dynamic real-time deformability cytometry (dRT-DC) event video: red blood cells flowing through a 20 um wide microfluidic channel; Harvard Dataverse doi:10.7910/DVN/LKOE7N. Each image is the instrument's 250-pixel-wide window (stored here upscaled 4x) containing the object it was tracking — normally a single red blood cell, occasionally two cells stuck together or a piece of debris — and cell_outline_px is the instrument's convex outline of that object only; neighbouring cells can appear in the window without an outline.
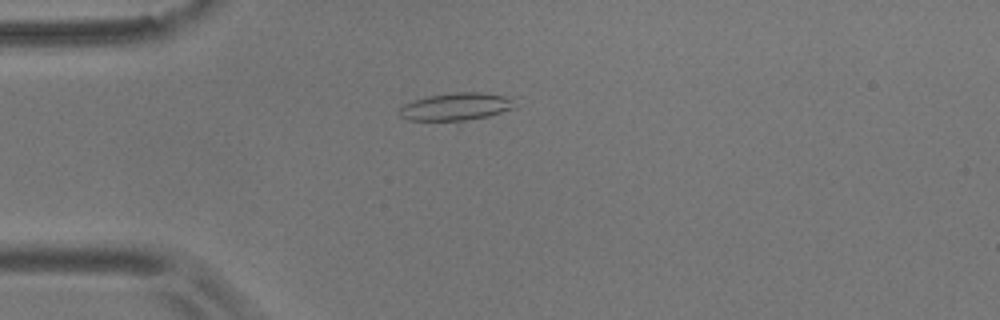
{"species": "common noctule bat (a hibernating species)", "species_latin": "Nyctalus noctula", "temperature_condition": "room temperature", "stored_images_in_passage": 43, "camera_frame_rate_fps": 3000, "um_per_image_px": 0.085, "animal": {"sex": "male", "body_mass_g": 17.9}, "frame": {"image": 1, "passage_image": 2, "time_ms": 0.333, "image_size_px": [1000, 320], "cell_outline_px": [[520, 96], [516, 108], [460, 128], [408, 120], [400, 116], [400, 108], [404, 104], [412, 100], [428, 96], [456, 92], [480, 92]], "centroid_in_image_um": [38.92, 9.19], "position_along_channel_um": 46.1, "area_um2": 21.68}}
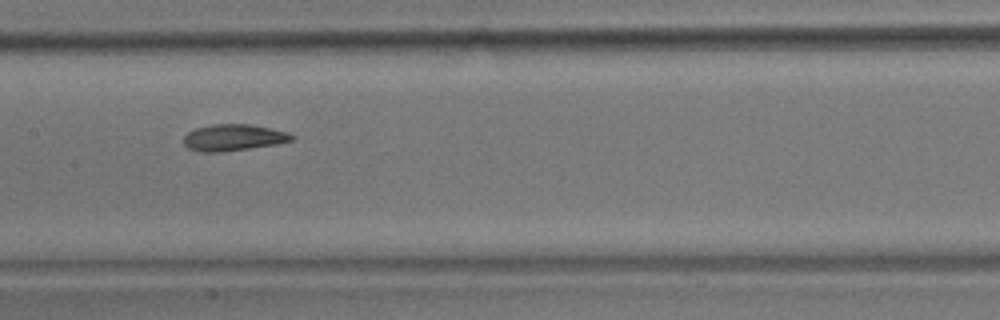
{"frame": {"image": 2, "passage_image": 15, "time_ms": 4.667, "image_size_px": [1000, 320], "cell_outline_px": [[296, 140], [276, 144], [224, 152], [204, 152], [188, 148], [184, 144], [184, 136], [188, 132], [196, 128], [212, 124], [248, 124], [288, 132], [296, 136]], "centroid_in_image_um": [19.87, 11.69], "position_along_channel_um": 187.5, "area_um2": 16.7}}
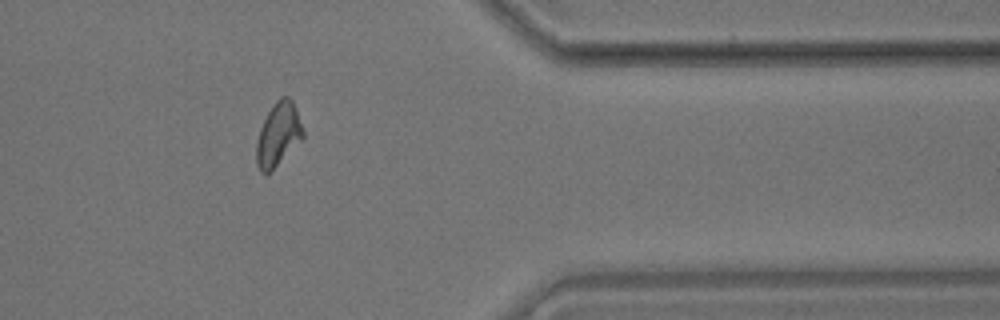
{"frame": {"image": 3, "passage_image": 33, "time_ms": 10.667, "image_size_px": [1000, 320], "cell_outline_px": [[304, 136], [268, 172], [260, 172], [256, 164], [256, 144], [260, 128], [268, 112], [276, 100], [280, 96], [288, 96], [292, 100], [296, 108], [304, 132]], "centroid_in_image_um": [23.63, 11.37], "position_along_channel_um": 387.8, "area_um2": 16.7}, "authors_computed_cell_mechanics": {"area_um2": 16.8776, "velocity_mm_per_s": 3.626, "shape_relaxation_time_tau1_ms": 7.2484, "shape_relaxation_time_tau2_ms": 2.4421, "deformation_change_tau1": 0.1853, "deformation_change_tau2": 0.0771}}